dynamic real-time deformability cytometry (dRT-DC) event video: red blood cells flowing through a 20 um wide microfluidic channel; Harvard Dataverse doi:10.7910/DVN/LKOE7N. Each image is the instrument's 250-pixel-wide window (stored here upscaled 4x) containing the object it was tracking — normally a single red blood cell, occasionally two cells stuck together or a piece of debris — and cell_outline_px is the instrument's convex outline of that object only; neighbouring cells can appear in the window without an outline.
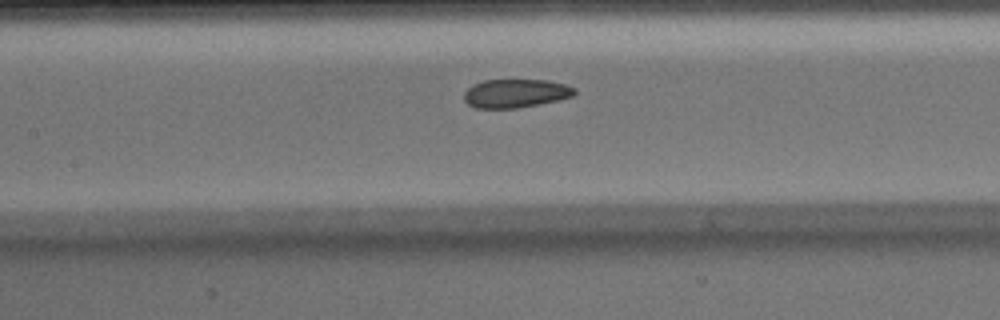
{"species": "Egyptian fruit bat (a non-hibernating species)", "species_latin": "Rousettus aegyptiacus", "temperature_condition": "warm", "stored_images_in_passage": 31, "camera_frame_rate_fps": 3000, "um_per_image_px": 0.085, "animal": {"sex": "male"}, "frame": {"image": 1, "passage_image": 14, "time_ms": 4.333, "image_size_px": [1000, 320], "cell_outline_px": [[576, 92], [572, 96], [556, 100], [516, 108], [476, 108], [468, 104], [464, 100], [464, 92], [472, 84], [484, 80], [548, 80], [564, 84], [576, 88]], "centroid_in_image_um": [43.79, 7.92], "position_along_channel_um": 163.6, "area_um2": 18.26}}
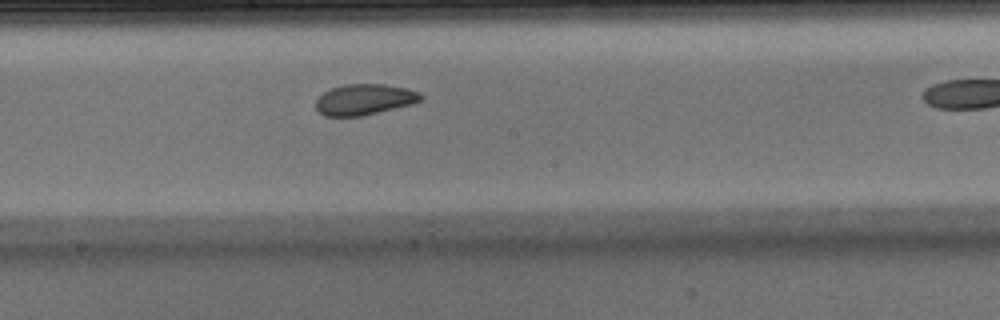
{"frame": {"image": 2, "passage_image": 18, "time_ms": 5.667, "image_size_px": [1000, 320], "cell_outline_px": [[424, 100], [412, 104], [360, 116], [324, 116], [316, 108], [316, 100], [324, 92], [332, 88], [344, 84], [384, 84], [408, 88], [420, 92], [424, 96]], "centroid_in_image_um": [31.02, 8.44], "position_along_channel_um": 217.2, "area_um2": 18.9}}